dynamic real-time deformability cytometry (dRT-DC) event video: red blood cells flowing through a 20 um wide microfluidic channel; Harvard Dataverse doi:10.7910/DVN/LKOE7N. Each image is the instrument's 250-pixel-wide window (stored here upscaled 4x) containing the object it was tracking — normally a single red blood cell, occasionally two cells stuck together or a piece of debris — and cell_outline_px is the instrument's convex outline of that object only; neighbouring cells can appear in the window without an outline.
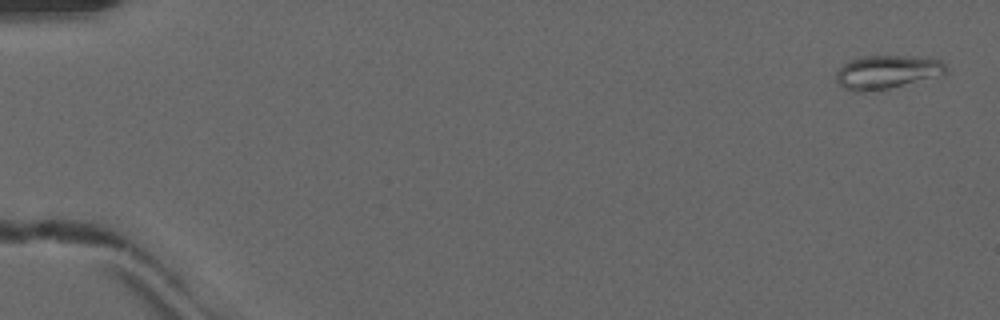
{"species": "common noctule bat (a hibernating species)", "species_latin": "Nyctalus noctula", "temperature_condition": "warm", "stored_images_in_passage": 51, "camera_frame_rate_fps": 3000, "um_per_image_px": 0.085, "animal": {"sex": "male", "forearm_length_mm": 52.5}, "frame": {"image": 1, "passage_image": 2, "time_ms": 0.333, "image_size_px": [1000, 320], "cell_outline_px": [[948, 68], [944, 76], [888, 88], [864, 92], [852, 92], [844, 88], [836, 80], [836, 72], [848, 60], [860, 56], [908, 56], [940, 60]], "centroid_in_image_um": [75.4, 6.13], "position_along_channel_um": 9.6, "area_um2": 21.62}}
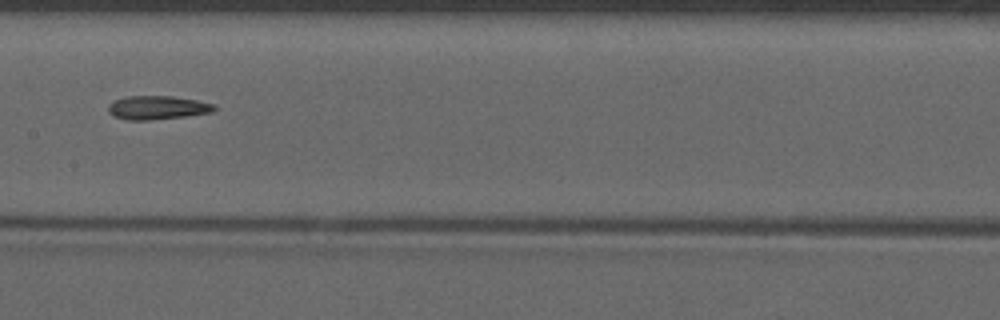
{"frame": {"image": 2, "passage_image": 27, "time_ms": 8.667, "image_size_px": [1000, 320], "cell_outline_px": [[216, 108], [212, 112], [184, 116], [148, 120], [128, 120], [112, 116], [108, 112], [108, 104], [116, 100], [128, 96], [172, 96], [196, 100], [216, 104]], "centroid_in_image_um": [13.36, 9.14], "position_along_channel_um": 194.0, "area_um2": 14.57}}
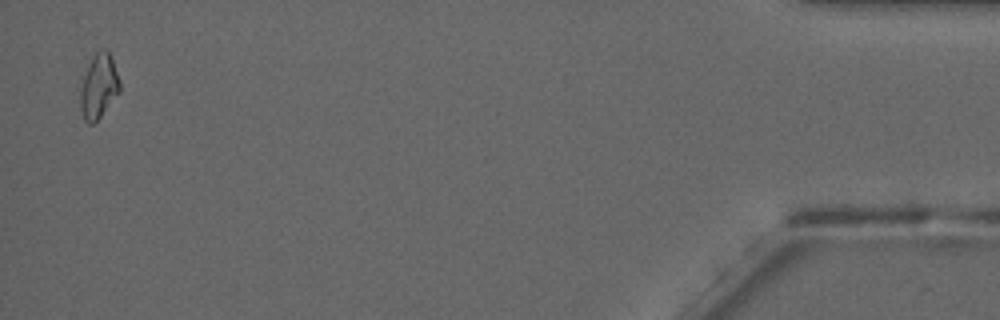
{"frame": {"image": 3, "passage_image": 50, "time_ms": 16.333, "image_size_px": [1000, 320], "cell_outline_px": [[120, 92], [100, 116], [92, 124], [88, 124], [84, 120], [80, 112], [80, 92], [84, 76], [88, 64], [92, 56], [100, 48], [108, 48], [120, 80]], "centroid_in_image_um": [8.39, 7.3], "position_along_channel_um": 426.8, "area_um2": 14.91}, "authors_computed_cell_mechanics": {"area_um2": 14.6812, "velocity_mm_per_s": 4.137, "shape_relaxation_time_tau1_ms": null, "shape_relaxation_time_tau2_ms": 7.1064, "deformation_change_tau1": null, "deformation_change_tau2": 0.1706}}